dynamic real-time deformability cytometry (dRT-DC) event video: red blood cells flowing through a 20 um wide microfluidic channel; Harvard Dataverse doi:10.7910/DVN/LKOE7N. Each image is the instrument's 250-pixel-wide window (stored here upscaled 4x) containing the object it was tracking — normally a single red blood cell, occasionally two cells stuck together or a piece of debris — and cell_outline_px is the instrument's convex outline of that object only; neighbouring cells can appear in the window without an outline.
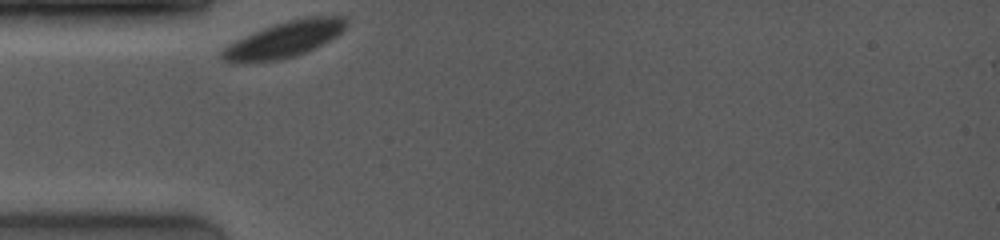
{"species": "common noctule bat (a hibernating species)", "species_latin": "Nyctalus noctula", "temperature_condition": "room temperature", "stored_images_in_passage": 11, "camera_frame_rate_fps": 4000, "um_per_image_px": 0.085, "animal": {"sex": "female", "body_mass_g": 19.0, "forearm_length_mm": 53.3}, "frame": {"image": 1, "passage_image": 1, "time_ms": 0.0, "image_size_px": [1000, 240], "cell_outline_px": [[348, 24], [336, 36], [304, 52], [292, 56], [276, 60], [240, 64], [232, 64], [224, 60], [220, 56], [220, 52], [224, 48], [236, 40], [272, 24], [288, 20], [308, 16], [344, 16], [348, 20]], "centroid_in_image_um": [24.12, 3.35], "position_along_channel_um": 60.9, "area_um2": 25.84}}
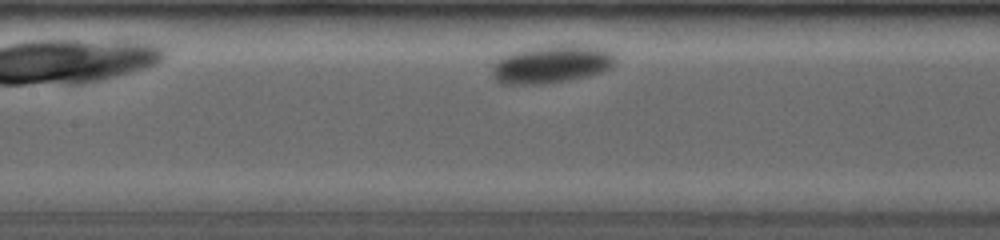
{"frame": {"image": 2, "passage_image": 10, "time_ms": 3.0, "image_size_px": [1000, 240], "cell_outline_px": [[616, 64], [612, 68], [600, 72], [568, 80], [544, 84], [500, 84], [492, 76], [492, 64], [500, 56], [528, 48], [556, 44], [580, 44], [608, 48], [616, 52]], "centroid_in_image_um": [46.93, 5.43], "position_along_channel_um": 160.5, "area_um2": 27.98}}